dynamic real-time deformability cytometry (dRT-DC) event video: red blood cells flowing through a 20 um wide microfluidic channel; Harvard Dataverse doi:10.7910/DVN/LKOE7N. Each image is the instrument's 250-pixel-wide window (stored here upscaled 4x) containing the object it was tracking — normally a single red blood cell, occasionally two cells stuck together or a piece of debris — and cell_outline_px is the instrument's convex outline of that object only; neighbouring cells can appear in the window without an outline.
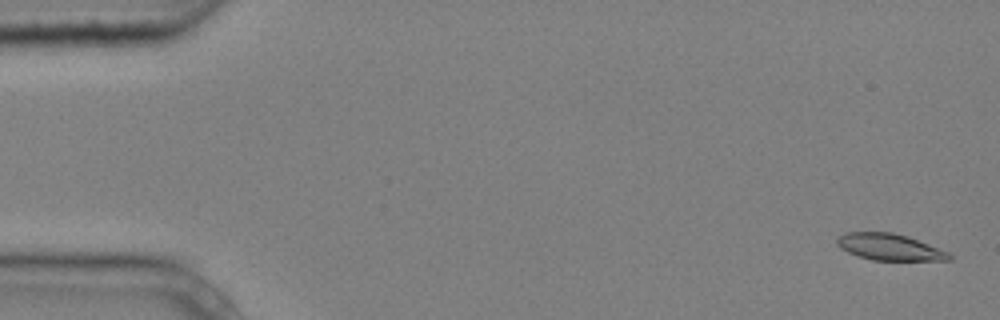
{"species": "common noctule bat (a hibernating species)", "species_latin": "Nyctalus noctula", "temperature_condition": "cold", "stored_images_in_passage": 5, "camera_frame_rate_fps": 3000, "um_per_image_px": 0.085, "animal": {"sex": "male", "body_mass_g": 20.4}, "frame": {"image": 1, "passage_image": 1, "time_ms": 0.0, "image_size_px": [1000, 320], "cell_outline_px": [[952, 260], [872, 260], [856, 256], [840, 248], [836, 244], [836, 240], [844, 232], [892, 232], [908, 236], [948, 252], [952, 256]], "centroid_in_image_um": [75.58, 21.0], "position_along_channel_um": 9.4, "area_um2": 17.34}}
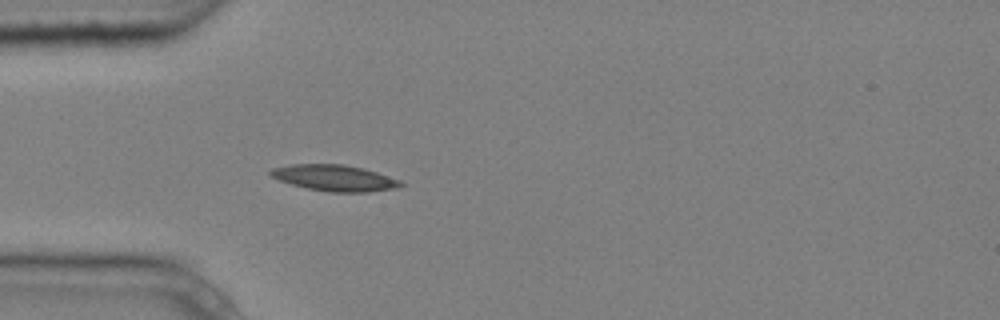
{"frame": {"image": 2, "passage_image": 5, "time_ms": 1.333, "image_size_px": [1000, 320], "cell_outline_px": [[408, 184], [400, 188], [368, 192], [328, 192], [308, 188], [292, 184], [268, 176], [268, 172], [272, 168], [292, 164], [344, 164], [364, 168], [400, 180]], "centroid_in_image_um": [28.48, 15.13], "position_along_channel_um": 56.5, "area_um2": 20.06}}